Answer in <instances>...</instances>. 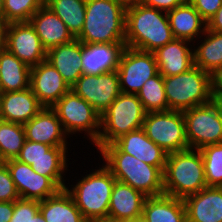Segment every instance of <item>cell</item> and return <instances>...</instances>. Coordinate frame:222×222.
Segmentation results:
<instances>
[{
	"mask_svg": "<svg viewBox=\"0 0 222 222\" xmlns=\"http://www.w3.org/2000/svg\"><path fill=\"white\" fill-rule=\"evenodd\" d=\"M206 29L217 33H222V6L206 23Z\"/></svg>",
	"mask_w": 222,
	"mask_h": 222,
	"instance_id": "41",
	"label": "cell"
},
{
	"mask_svg": "<svg viewBox=\"0 0 222 222\" xmlns=\"http://www.w3.org/2000/svg\"><path fill=\"white\" fill-rule=\"evenodd\" d=\"M82 177L75 185H71V189L66 184L65 190L71 195L87 222L107 217L116 179L104 164Z\"/></svg>",
	"mask_w": 222,
	"mask_h": 222,
	"instance_id": "6",
	"label": "cell"
},
{
	"mask_svg": "<svg viewBox=\"0 0 222 222\" xmlns=\"http://www.w3.org/2000/svg\"><path fill=\"white\" fill-rule=\"evenodd\" d=\"M217 85L222 89V76L217 80Z\"/></svg>",
	"mask_w": 222,
	"mask_h": 222,
	"instance_id": "50",
	"label": "cell"
},
{
	"mask_svg": "<svg viewBox=\"0 0 222 222\" xmlns=\"http://www.w3.org/2000/svg\"><path fill=\"white\" fill-rule=\"evenodd\" d=\"M146 113L136 94L121 93L100 115V133L94 144L97 151L122 135L143 128Z\"/></svg>",
	"mask_w": 222,
	"mask_h": 222,
	"instance_id": "7",
	"label": "cell"
},
{
	"mask_svg": "<svg viewBox=\"0 0 222 222\" xmlns=\"http://www.w3.org/2000/svg\"><path fill=\"white\" fill-rule=\"evenodd\" d=\"M130 222H149L144 215L136 217L133 221Z\"/></svg>",
	"mask_w": 222,
	"mask_h": 222,
	"instance_id": "48",
	"label": "cell"
},
{
	"mask_svg": "<svg viewBox=\"0 0 222 222\" xmlns=\"http://www.w3.org/2000/svg\"><path fill=\"white\" fill-rule=\"evenodd\" d=\"M173 39L167 12L140 2L126 7L125 46L154 52Z\"/></svg>",
	"mask_w": 222,
	"mask_h": 222,
	"instance_id": "1",
	"label": "cell"
},
{
	"mask_svg": "<svg viewBox=\"0 0 222 222\" xmlns=\"http://www.w3.org/2000/svg\"><path fill=\"white\" fill-rule=\"evenodd\" d=\"M30 88L44 107H52L71 88L48 61L31 67Z\"/></svg>",
	"mask_w": 222,
	"mask_h": 222,
	"instance_id": "15",
	"label": "cell"
},
{
	"mask_svg": "<svg viewBox=\"0 0 222 222\" xmlns=\"http://www.w3.org/2000/svg\"><path fill=\"white\" fill-rule=\"evenodd\" d=\"M146 198L142 192L116 180L111 193L108 216L127 222L133 221L143 215Z\"/></svg>",
	"mask_w": 222,
	"mask_h": 222,
	"instance_id": "24",
	"label": "cell"
},
{
	"mask_svg": "<svg viewBox=\"0 0 222 222\" xmlns=\"http://www.w3.org/2000/svg\"><path fill=\"white\" fill-rule=\"evenodd\" d=\"M125 43H82V70L86 75H101L117 70Z\"/></svg>",
	"mask_w": 222,
	"mask_h": 222,
	"instance_id": "18",
	"label": "cell"
},
{
	"mask_svg": "<svg viewBox=\"0 0 222 222\" xmlns=\"http://www.w3.org/2000/svg\"><path fill=\"white\" fill-rule=\"evenodd\" d=\"M4 161L1 159V157H0V165L3 163Z\"/></svg>",
	"mask_w": 222,
	"mask_h": 222,
	"instance_id": "51",
	"label": "cell"
},
{
	"mask_svg": "<svg viewBox=\"0 0 222 222\" xmlns=\"http://www.w3.org/2000/svg\"><path fill=\"white\" fill-rule=\"evenodd\" d=\"M4 0H0V18L3 19Z\"/></svg>",
	"mask_w": 222,
	"mask_h": 222,
	"instance_id": "49",
	"label": "cell"
},
{
	"mask_svg": "<svg viewBox=\"0 0 222 222\" xmlns=\"http://www.w3.org/2000/svg\"><path fill=\"white\" fill-rule=\"evenodd\" d=\"M4 47L29 67L46 60L47 50L30 22L7 23Z\"/></svg>",
	"mask_w": 222,
	"mask_h": 222,
	"instance_id": "13",
	"label": "cell"
},
{
	"mask_svg": "<svg viewBox=\"0 0 222 222\" xmlns=\"http://www.w3.org/2000/svg\"><path fill=\"white\" fill-rule=\"evenodd\" d=\"M143 129L147 137L167 154L189 149L183 111L147 112Z\"/></svg>",
	"mask_w": 222,
	"mask_h": 222,
	"instance_id": "9",
	"label": "cell"
},
{
	"mask_svg": "<svg viewBox=\"0 0 222 222\" xmlns=\"http://www.w3.org/2000/svg\"><path fill=\"white\" fill-rule=\"evenodd\" d=\"M146 112L168 111L163 76L158 73L148 79L137 93Z\"/></svg>",
	"mask_w": 222,
	"mask_h": 222,
	"instance_id": "32",
	"label": "cell"
},
{
	"mask_svg": "<svg viewBox=\"0 0 222 222\" xmlns=\"http://www.w3.org/2000/svg\"><path fill=\"white\" fill-rule=\"evenodd\" d=\"M99 152L104 165L117 181L130 185L147 197L164 194L163 172L158 167L122 152L114 143L104 145Z\"/></svg>",
	"mask_w": 222,
	"mask_h": 222,
	"instance_id": "2",
	"label": "cell"
},
{
	"mask_svg": "<svg viewBox=\"0 0 222 222\" xmlns=\"http://www.w3.org/2000/svg\"><path fill=\"white\" fill-rule=\"evenodd\" d=\"M71 90L86 100L100 115L122 93L116 70L101 75L82 74Z\"/></svg>",
	"mask_w": 222,
	"mask_h": 222,
	"instance_id": "12",
	"label": "cell"
},
{
	"mask_svg": "<svg viewBox=\"0 0 222 222\" xmlns=\"http://www.w3.org/2000/svg\"><path fill=\"white\" fill-rule=\"evenodd\" d=\"M186 0H138L141 4L159 9L165 12L173 10L175 7L183 4Z\"/></svg>",
	"mask_w": 222,
	"mask_h": 222,
	"instance_id": "40",
	"label": "cell"
},
{
	"mask_svg": "<svg viewBox=\"0 0 222 222\" xmlns=\"http://www.w3.org/2000/svg\"><path fill=\"white\" fill-rule=\"evenodd\" d=\"M167 17L172 34L176 39L195 43L197 38L200 39L206 30V22L188 0L168 11Z\"/></svg>",
	"mask_w": 222,
	"mask_h": 222,
	"instance_id": "25",
	"label": "cell"
},
{
	"mask_svg": "<svg viewBox=\"0 0 222 222\" xmlns=\"http://www.w3.org/2000/svg\"><path fill=\"white\" fill-rule=\"evenodd\" d=\"M186 139L191 149L222 143V114L218 104L210 103L183 111Z\"/></svg>",
	"mask_w": 222,
	"mask_h": 222,
	"instance_id": "10",
	"label": "cell"
},
{
	"mask_svg": "<svg viewBox=\"0 0 222 222\" xmlns=\"http://www.w3.org/2000/svg\"><path fill=\"white\" fill-rule=\"evenodd\" d=\"M48 6L76 38L83 29L86 0H45Z\"/></svg>",
	"mask_w": 222,
	"mask_h": 222,
	"instance_id": "30",
	"label": "cell"
},
{
	"mask_svg": "<svg viewBox=\"0 0 222 222\" xmlns=\"http://www.w3.org/2000/svg\"><path fill=\"white\" fill-rule=\"evenodd\" d=\"M14 210V201H0V222H9Z\"/></svg>",
	"mask_w": 222,
	"mask_h": 222,
	"instance_id": "42",
	"label": "cell"
},
{
	"mask_svg": "<svg viewBox=\"0 0 222 222\" xmlns=\"http://www.w3.org/2000/svg\"><path fill=\"white\" fill-rule=\"evenodd\" d=\"M183 201L187 222H222V187H206Z\"/></svg>",
	"mask_w": 222,
	"mask_h": 222,
	"instance_id": "17",
	"label": "cell"
},
{
	"mask_svg": "<svg viewBox=\"0 0 222 222\" xmlns=\"http://www.w3.org/2000/svg\"><path fill=\"white\" fill-rule=\"evenodd\" d=\"M143 215L149 222H187L183 199L166 194L147 197Z\"/></svg>",
	"mask_w": 222,
	"mask_h": 222,
	"instance_id": "27",
	"label": "cell"
},
{
	"mask_svg": "<svg viewBox=\"0 0 222 222\" xmlns=\"http://www.w3.org/2000/svg\"><path fill=\"white\" fill-rule=\"evenodd\" d=\"M67 157L39 158L32 161V169L45 177H48L60 190L65 189L64 172L68 169Z\"/></svg>",
	"mask_w": 222,
	"mask_h": 222,
	"instance_id": "34",
	"label": "cell"
},
{
	"mask_svg": "<svg viewBox=\"0 0 222 222\" xmlns=\"http://www.w3.org/2000/svg\"><path fill=\"white\" fill-rule=\"evenodd\" d=\"M45 0H4L3 19L6 23L29 22Z\"/></svg>",
	"mask_w": 222,
	"mask_h": 222,
	"instance_id": "35",
	"label": "cell"
},
{
	"mask_svg": "<svg viewBox=\"0 0 222 222\" xmlns=\"http://www.w3.org/2000/svg\"><path fill=\"white\" fill-rule=\"evenodd\" d=\"M122 93L136 94L143 84L159 73L153 52L125 46L117 68Z\"/></svg>",
	"mask_w": 222,
	"mask_h": 222,
	"instance_id": "11",
	"label": "cell"
},
{
	"mask_svg": "<svg viewBox=\"0 0 222 222\" xmlns=\"http://www.w3.org/2000/svg\"><path fill=\"white\" fill-rule=\"evenodd\" d=\"M116 1H119L120 3L124 4L126 7L138 2V0H116Z\"/></svg>",
	"mask_w": 222,
	"mask_h": 222,
	"instance_id": "47",
	"label": "cell"
},
{
	"mask_svg": "<svg viewBox=\"0 0 222 222\" xmlns=\"http://www.w3.org/2000/svg\"><path fill=\"white\" fill-rule=\"evenodd\" d=\"M51 108L68 137L84 131L94 146L100 133V114L86 100L70 89Z\"/></svg>",
	"mask_w": 222,
	"mask_h": 222,
	"instance_id": "8",
	"label": "cell"
},
{
	"mask_svg": "<svg viewBox=\"0 0 222 222\" xmlns=\"http://www.w3.org/2000/svg\"><path fill=\"white\" fill-rule=\"evenodd\" d=\"M206 187L200 150L189 148L167 154L163 171L164 194L184 199Z\"/></svg>",
	"mask_w": 222,
	"mask_h": 222,
	"instance_id": "4",
	"label": "cell"
},
{
	"mask_svg": "<svg viewBox=\"0 0 222 222\" xmlns=\"http://www.w3.org/2000/svg\"><path fill=\"white\" fill-rule=\"evenodd\" d=\"M33 222H46L44 217L42 216L41 212L39 211L34 217Z\"/></svg>",
	"mask_w": 222,
	"mask_h": 222,
	"instance_id": "46",
	"label": "cell"
},
{
	"mask_svg": "<svg viewBox=\"0 0 222 222\" xmlns=\"http://www.w3.org/2000/svg\"><path fill=\"white\" fill-rule=\"evenodd\" d=\"M163 80L168 110L178 111L210 103L217 85L210 73L195 65L181 74L165 76Z\"/></svg>",
	"mask_w": 222,
	"mask_h": 222,
	"instance_id": "5",
	"label": "cell"
},
{
	"mask_svg": "<svg viewBox=\"0 0 222 222\" xmlns=\"http://www.w3.org/2000/svg\"><path fill=\"white\" fill-rule=\"evenodd\" d=\"M31 67L5 47L0 49V93L21 91L30 87Z\"/></svg>",
	"mask_w": 222,
	"mask_h": 222,
	"instance_id": "26",
	"label": "cell"
},
{
	"mask_svg": "<svg viewBox=\"0 0 222 222\" xmlns=\"http://www.w3.org/2000/svg\"><path fill=\"white\" fill-rule=\"evenodd\" d=\"M44 106L30 87L21 91L0 93V120L24 125Z\"/></svg>",
	"mask_w": 222,
	"mask_h": 222,
	"instance_id": "19",
	"label": "cell"
},
{
	"mask_svg": "<svg viewBox=\"0 0 222 222\" xmlns=\"http://www.w3.org/2000/svg\"><path fill=\"white\" fill-rule=\"evenodd\" d=\"M188 1L200 14L201 18L206 23L222 6V0H188Z\"/></svg>",
	"mask_w": 222,
	"mask_h": 222,
	"instance_id": "39",
	"label": "cell"
},
{
	"mask_svg": "<svg viewBox=\"0 0 222 222\" xmlns=\"http://www.w3.org/2000/svg\"><path fill=\"white\" fill-rule=\"evenodd\" d=\"M7 23L4 19L0 18V49L5 46V33H6Z\"/></svg>",
	"mask_w": 222,
	"mask_h": 222,
	"instance_id": "43",
	"label": "cell"
},
{
	"mask_svg": "<svg viewBox=\"0 0 222 222\" xmlns=\"http://www.w3.org/2000/svg\"><path fill=\"white\" fill-rule=\"evenodd\" d=\"M190 43L187 40L174 38L153 52L159 73L163 77L181 74L194 66L193 49Z\"/></svg>",
	"mask_w": 222,
	"mask_h": 222,
	"instance_id": "21",
	"label": "cell"
},
{
	"mask_svg": "<svg viewBox=\"0 0 222 222\" xmlns=\"http://www.w3.org/2000/svg\"><path fill=\"white\" fill-rule=\"evenodd\" d=\"M126 6L116 0H86L83 44L125 43Z\"/></svg>",
	"mask_w": 222,
	"mask_h": 222,
	"instance_id": "3",
	"label": "cell"
},
{
	"mask_svg": "<svg viewBox=\"0 0 222 222\" xmlns=\"http://www.w3.org/2000/svg\"><path fill=\"white\" fill-rule=\"evenodd\" d=\"M113 143L122 152L164 171L167 153L147 137L143 128L124 134Z\"/></svg>",
	"mask_w": 222,
	"mask_h": 222,
	"instance_id": "20",
	"label": "cell"
},
{
	"mask_svg": "<svg viewBox=\"0 0 222 222\" xmlns=\"http://www.w3.org/2000/svg\"><path fill=\"white\" fill-rule=\"evenodd\" d=\"M25 141L22 124L0 120V157L3 161L16 159Z\"/></svg>",
	"mask_w": 222,
	"mask_h": 222,
	"instance_id": "31",
	"label": "cell"
},
{
	"mask_svg": "<svg viewBox=\"0 0 222 222\" xmlns=\"http://www.w3.org/2000/svg\"><path fill=\"white\" fill-rule=\"evenodd\" d=\"M213 100L218 104L222 114V89L218 85H216Z\"/></svg>",
	"mask_w": 222,
	"mask_h": 222,
	"instance_id": "44",
	"label": "cell"
},
{
	"mask_svg": "<svg viewBox=\"0 0 222 222\" xmlns=\"http://www.w3.org/2000/svg\"><path fill=\"white\" fill-rule=\"evenodd\" d=\"M20 198L15 183L13 182L7 165L3 162L0 165V201H16Z\"/></svg>",
	"mask_w": 222,
	"mask_h": 222,
	"instance_id": "38",
	"label": "cell"
},
{
	"mask_svg": "<svg viewBox=\"0 0 222 222\" xmlns=\"http://www.w3.org/2000/svg\"><path fill=\"white\" fill-rule=\"evenodd\" d=\"M93 222H127V221H123V220H119V219H115V218H111L107 216V217L94 220Z\"/></svg>",
	"mask_w": 222,
	"mask_h": 222,
	"instance_id": "45",
	"label": "cell"
},
{
	"mask_svg": "<svg viewBox=\"0 0 222 222\" xmlns=\"http://www.w3.org/2000/svg\"><path fill=\"white\" fill-rule=\"evenodd\" d=\"M207 187H222V143L200 149Z\"/></svg>",
	"mask_w": 222,
	"mask_h": 222,
	"instance_id": "33",
	"label": "cell"
},
{
	"mask_svg": "<svg viewBox=\"0 0 222 222\" xmlns=\"http://www.w3.org/2000/svg\"><path fill=\"white\" fill-rule=\"evenodd\" d=\"M67 146L52 147L43 143L26 140L16 160L31 165L39 158L67 157Z\"/></svg>",
	"mask_w": 222,
	"mask_h": 222,
	"instance_id": "36",
	"label": "cell"
},
{
	"mask_svg": "<svg viewBox=\"0 0 222 222\" xmlns=\"http://www.w3.org/2000/svg\"><path fill=\"white\" fill-rule=\"evenodd\" d=\"M39 211L46 222H87L65 189L39 201Z\"/></svg>",
	"mask_w": 222,
	"mask_h": 222,
	"instance_id": "29",
	"label": "cell"
},
{
	"mask_svg": "<svg viewBox=\"0 0 222 222\" xmlns=\"http://www.w3.org/2000/svg\"><path fill=\"white\" fill-rule=\"evenodd\" d=\"M203 36L201 44L193 49L194 65L218 80L222 76V33L206 29Z\"/></svg>",
	"mask_w": 222,
	"mask_h": 222,
	"instance_id": "28",
	"label": "cell"
},
{
	"mask_svg": "<svg viewBox=\"0 0 222 222\" xmlns=\"http://www.w3.org/2000/svg\"><path fill=\"white\" fill-rule=\"evenodd\" d=\"M26 140L52 147L67 146V133L51 107H43L24 125Z\"/></svg>",
	"mask_w": 222,
	"mask_h": 222,
	"instance_id": "16",
	"label": "cell"
},
{
	"mask_svg": "<svg viewBox=\"0 0 222 222\" xmlns=\"http://www.w3.org/2000/svg\"><path fill=\"white\" fill-rule=\"evenodd\" d=\"M29 22L46 50L75 39L64 22L45 4L34 13Z\"/></svg>",
	"mask_w": 222,
	"mask_h": 222,
	"instance_id": "22",
	"label": "cell"
},
{
	"mask_svg": "<svg viewBox=\"0 0 222 222\" xmlns=\"http://www.w3.org/2000/svg\"><path fill=\"white\" fill-rule=\"evenodd\" d=\"M15 183L20 198L45 200L60 189L48 178L36 173L28 164L16 159L4 161Z\"/></svg>",
	"mask_w": 222,
	"mask_h": 222,
	"instance_id": "14",
	"label": "cell"
},
{
	"mask_svg": "<svg viewBox=\"0 0 222 222\" xmlns=\"http://www.w3.org/2000/svg\"><path fill=\"white\" fill-rule=\"evenodd\" d=\"M38 212V200L18 198L14 201V210L9 222H33V217Z\"/></svg>",
	"mask_w": 222,
	"mask_h": 222,
	"instance_id": "37",
	"label": "cell"
},
{
	"mask_svg": "<svg viewBox=\"0 0 222 222\" xmlns=\"http://www.w3.org/2000/svg\"><path fill=\"white\" fill-rule=\"evenodd\" d=\"M81 60L82 42L76 38L70 43L50 48L46 54V61L57 69L70 88L83 74Z\"/></svg>",
	"mask_w": 222,
	"mask_h": 222,
	"instance_id": "23",
	"label": "cell"
}]
</instances>
